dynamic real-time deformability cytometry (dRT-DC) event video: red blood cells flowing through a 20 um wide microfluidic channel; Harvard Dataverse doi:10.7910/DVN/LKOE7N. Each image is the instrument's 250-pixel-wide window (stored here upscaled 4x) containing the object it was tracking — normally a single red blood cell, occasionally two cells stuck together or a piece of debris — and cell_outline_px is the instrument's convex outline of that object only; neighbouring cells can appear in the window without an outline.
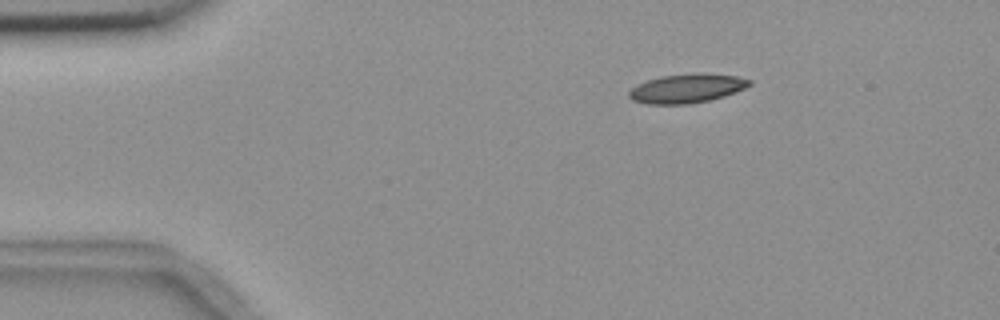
{"species": "common noctule bat (a hibernating species)", "species_latin": "Nyctalus noctula", "temperature_condition": "room temperature", "stored_images_in_passage": 2, "camera_frame_rate_fps": 3000, "um_per_image_px": 0.085, "animal": {"sex": "female", "body_mass_g": 18.4}, "frame": {"image": 1, "passage_image": 2, "time_ms": 2.333, "image_size_px": [1000, 320], "cell_outline_px": [[752, 84], [744, 88], [724, 96], [708, 100], [688, 104], [648, 104], [632, 100], [628, 96], [628, 92], [632, 88], [648, 80], [660, 76], [696, 72], [700, 72], [736, 76], [752, 80]], "centroid_in_image_um": [58.38, 7.5], "position_along_channel_um": 26.6, "area_um2": 20.35}}